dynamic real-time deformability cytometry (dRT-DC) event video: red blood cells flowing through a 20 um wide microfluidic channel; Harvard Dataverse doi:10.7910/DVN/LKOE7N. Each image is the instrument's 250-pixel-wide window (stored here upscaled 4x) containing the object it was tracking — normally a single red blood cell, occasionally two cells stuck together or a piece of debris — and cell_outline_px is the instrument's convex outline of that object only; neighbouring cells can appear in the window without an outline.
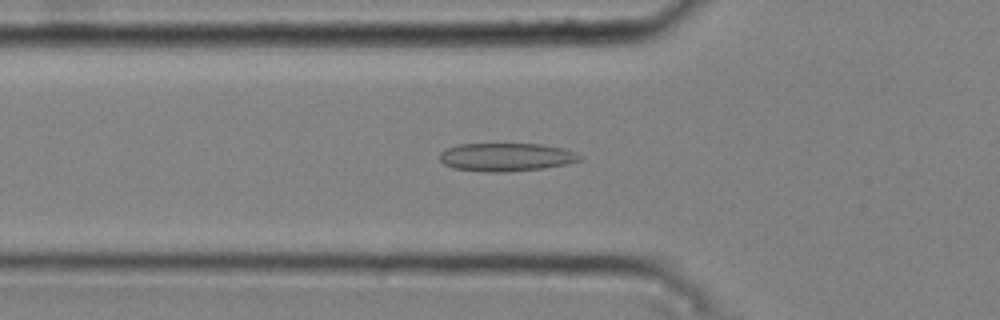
{"species": "common noctule bat (a hibernating species)", "species_latin": "Nyctalus noctula", "temperature_condition": "cold", "stored_images_in_passage": 52, "camera_frame_rate_fps": 3000, "um_per_image_px": 0.085, "animal": {"sex": "male", "body_mass_g": 20.4}, "frame": {"image": 1, "passage_image": 18, "time_ms": 5.667, "image_size_px": [1000, 320], "cell_outline_px": [[584, 156], [580, 160], [568, 164], [544, 168], [504, 172], [484, 172], [452, 168], [444, 164], [440, 160], [440, 152], [448, 148], [460, 144], [540, 144], [564, 148], [576, 152]], "centroid_in_image_um": [43.06, 13.36], "position_along_channel_um": 82.7, "area_um2": 23.18}}
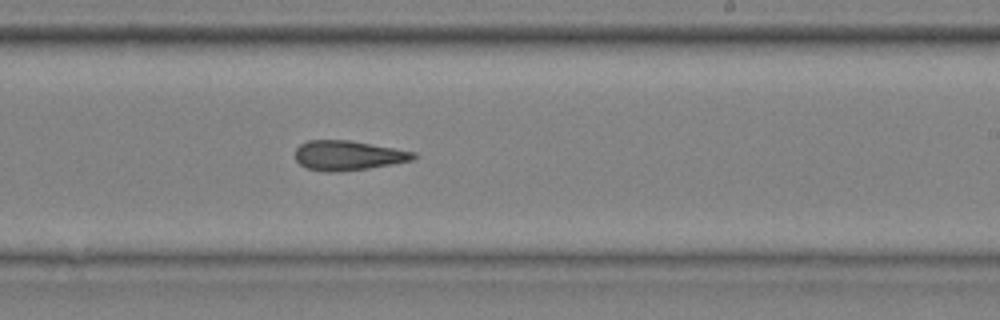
{"frame": {"image": 2, "passage_image": 32, "time_ms": 10.333, "image_size_px": [1000, 320], "cell_outline_px": [[416, 156], [412, 160], [368, 168], [336, 172], [328, 172], [308, 168], [300, 164], [296, 160], [296, 148], [300, 144], [308, 140], [348, 140], [416, 152]], "centroid_in_image_um": [29.56, 13.21], "position_along_channel_um": 259.4, "area_um2": 20.17}}
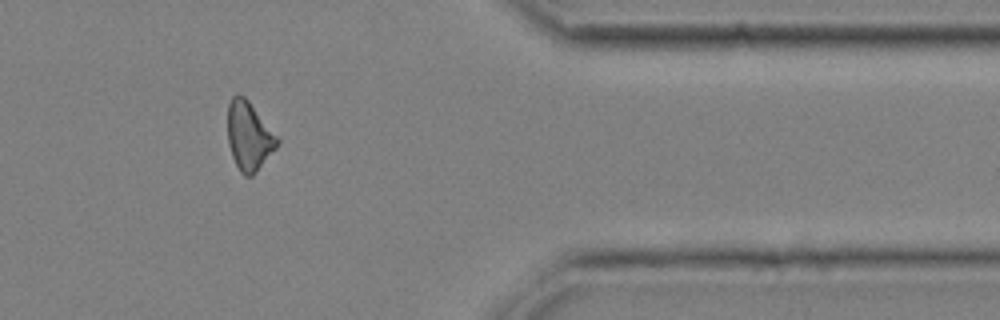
{"frame": {"image": 3, "passage_image": 44, "time_ms": 14.333, "image_size_px": [1000, 320], "cell_outline_px": [[280, 140], [276, 148], [256, 172], [252, 176], [244, 176], [240, 172], [232, 156], [228, 144], [228, 104], [232, 96], [244, 96], [248, 100], [280, 136]], "centroid_in_image_um": [21.19, 11.57], "position_along_channel_um": 390.2, "area_um2": 20.0}, "authors_computed_cell_mechanics": {"area_um2": 20.4612, "velocity_mm_per_s": 3.7844, "shape_relaxation_time_tau1_ms": null, "shape_relaxation_time_tau2_ms": 8.4039, "deformation_change_tau1": null, "deformation_change_tau2": 0.2132}}